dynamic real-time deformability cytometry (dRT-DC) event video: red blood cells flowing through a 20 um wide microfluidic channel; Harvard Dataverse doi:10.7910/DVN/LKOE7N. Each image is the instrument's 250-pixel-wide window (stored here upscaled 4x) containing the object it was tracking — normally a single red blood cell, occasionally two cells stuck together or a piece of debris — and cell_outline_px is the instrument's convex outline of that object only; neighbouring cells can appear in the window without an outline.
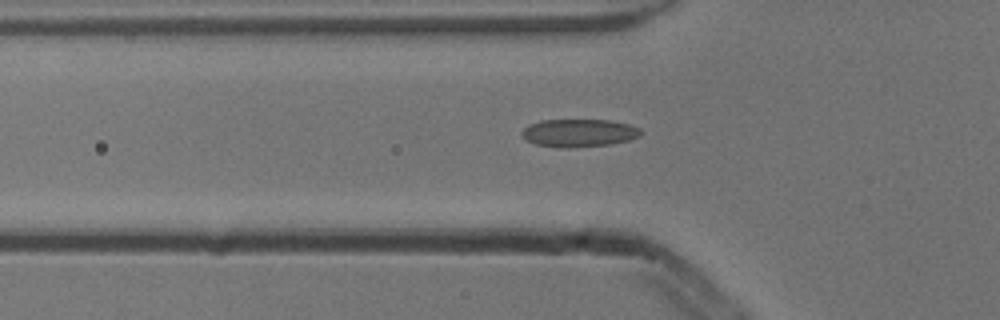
{"species": "common noctule bat (a hibernating species)", "species_latin": "Nyctalus noctula", "temperature_condition": "cold", "stored_images_in_passage": 37, "camera_frame_rate_fps": 3000, "um_per_image_px": 0.085, "animal": {"sex": "male", "body_mass_g": 13.3}, "frame": {"image": 1, "passage_image": 6, "time_ms": 1.667, "image_size_px": [1000, 320], "cell_outline_px": [[640, 136], [628, 140], [608, 144], [536, 144], [524, 140], [520, 132], [528, 124], [540, 120], [608, 120], [628, 124], [640, 128]], "centroid_in_image_um": [49.19, 11.23], "position_along_channel_um": 76.6, "area_um2": 18.15}}
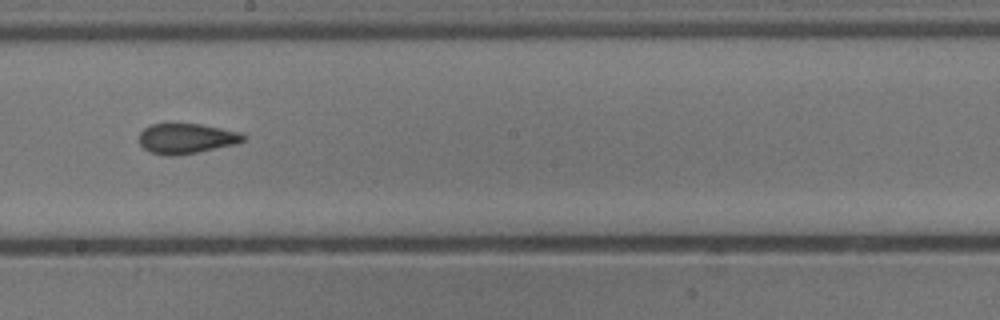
{"frame": {"image": 2, "passage_image": 18, "time_ms": 5.667, "image_size_px": [1000, 320], "cell_outline_px": [[248, 136], [244, 140], [236, 144], [176, 156], [164, 156], [148, 152], [140, 144], [140, 132], [144, 128], [152, 124], [200, 124], [240, 132]], "centroid_in_image_um": [15.84, 11.78], "position_along_channel_um": 232.4, "area_um2": 18.32}}
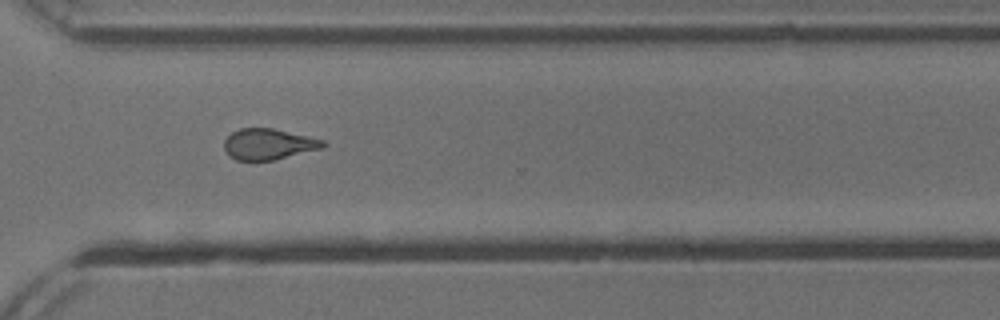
{"frame": {"image": 3, "passage_image": 27, "time_ms": 8.667, "image_size_px": [1000, 320], "cell_outline_px": [[328, 144], [320, 148], [272, 160], [236, 160], [228, 156], [224, 148], [224, 140], [232, 132], [240, 128], [272, 128], [308, 136], [324, 140]], "centroid_in_image_um": [22.78, 12.24], "position_along_channel_um": 347.8, "area_um2": 17.63}, "authors_computed_cell_mechanics": {"area_um2": 18.2648, "velocity_mm_per_s": 3.8665, "shape_relaxation_time_tau1_ms": 6.909, "shape_relaxation_time_tau2_ms": 1.6195, "deformation_change_tau1": 0.1654, "deformation_change_tau2": 0.0982}}